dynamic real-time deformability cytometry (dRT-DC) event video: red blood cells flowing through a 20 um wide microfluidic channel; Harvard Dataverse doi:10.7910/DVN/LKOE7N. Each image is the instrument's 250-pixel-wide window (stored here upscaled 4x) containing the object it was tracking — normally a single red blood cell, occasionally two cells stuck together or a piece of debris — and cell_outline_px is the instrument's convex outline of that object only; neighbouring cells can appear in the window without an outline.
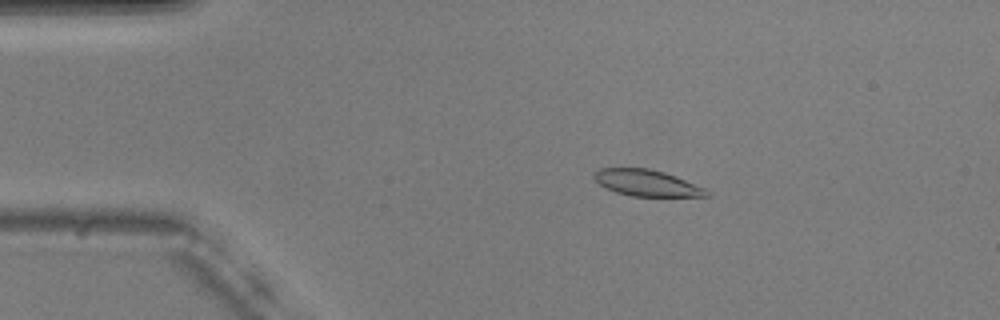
{"species": "common noctule bat (a hibernating species)", "species_latin": "Nyctalus noctula", "temperature_condition": "warm", "stored_images_in_passage": 39, "camera_frame_rate_fps": 3000, "um_per_image_px": 0.085, "animal": {"sex": "male", "body_mass_g": 20.5, "forearm_length_mm": 52.5}, "frame": {"image": 1, "passage_image": 6, "time_ms": 1.667, "image_size_px": [1000, 320], "cell_outline_px": [[712, 196], [632, 196], [616, 192], [604, 188], [592, 176], [592, 172], [600, 168], [648, 168], [664, 172], [676, 176], [704, 188]], "centroid_in_image_um": [54.93, 15.54], "position_along_channel_um": 30.1, "area_um2": 17.22}}
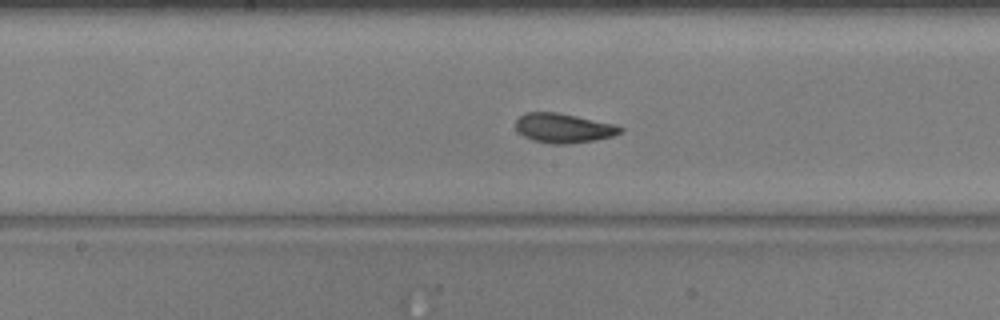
{"frame": {"image": 2, "passage_image": 24, "time_ms": 7.667, "image_size_px": [1000, 320], "cell_outline_px": [[624, 132], [612, 136], [592, 140], [568, 144], [552, 144], [532, 140], [524, 136], [516, 128], [516, 120], [524, 112], [556, 112], [616, 124], [624, 128]], "centroid_in_image_um": [47.91, 10.88], "position_along_channel_um": 200.3, "area_um2": 17.92}}
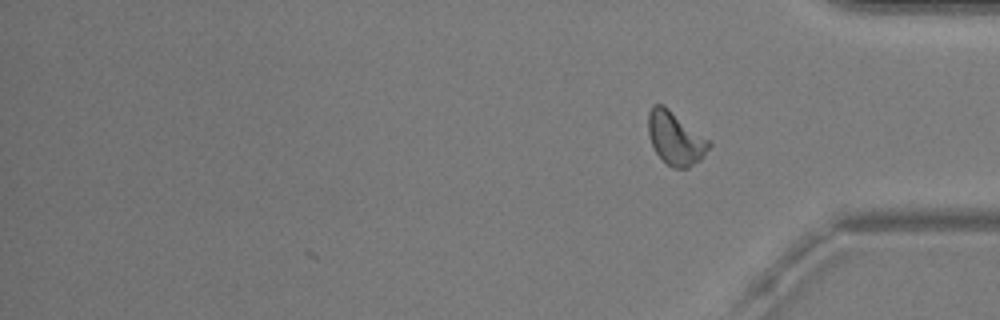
{"frame": {"image": 3, "passage_image": 39, "time_ms": 12.667, "image_size_px": [1000, 320], "cell_outline_px": [[712, 144], [700, 160], [688, 168], [672, 168], [656, 152], [652, 144], [648, 132], [648, 112], [652, 104], [664, 104], [708, 140]], "centroid_in_image_um": [57.39, 11.73], "position_along_channel_um": 377.8, "area_um2": 18.55}, "authors_computed_cell_mechanics": {"area_um2": 17.918, "velocity_mm_per_s": 3.681, "shape_relaxation_time_tau1_ms": 3.5436, "shape_relaxation_time_tau2_ms": 2.1801, "deformation_change_tau1": 0.1445, "deformation_change_tau2": 0.0885}}